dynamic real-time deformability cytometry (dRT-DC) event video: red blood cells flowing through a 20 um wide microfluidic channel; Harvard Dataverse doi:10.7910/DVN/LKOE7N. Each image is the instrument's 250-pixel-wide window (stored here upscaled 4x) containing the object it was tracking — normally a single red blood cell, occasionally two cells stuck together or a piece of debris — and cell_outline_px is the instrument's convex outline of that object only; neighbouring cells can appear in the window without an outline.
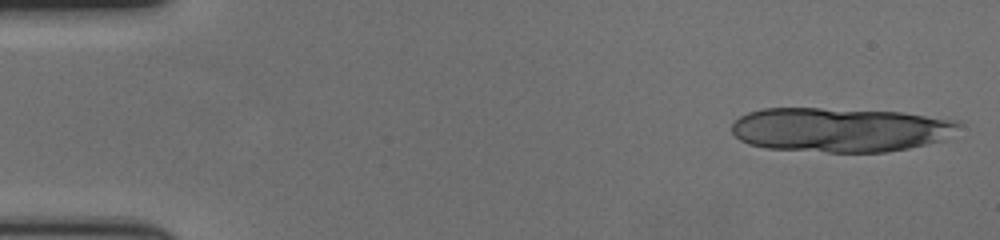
{"species": "human", "species_latin": "Homo sapiens", "temperature_condition": "cold", "stored_images_in_passage": 14, "camera_frame_rate_fps": 3000, "um_per_image_px": 0.085, "donor": {"sex": "female"}, "frame": {"image": 1, "passage_image": 1, "time_ms": 0.0, "image_size_px": [1000, 240], "cell_outline_px": [[960, 124], [944, 140], [908, 148], [884, 152], [828, 152], [764, 148], [748, 144], [740, 140], [732, 132], [732, 124], [740, 116], [748, 112], [764, 108], [820, 108], [904, 112], [960, 120]], "centroid_in_image_um": [71.4, 11.02], "position_along_channel_um": 13.6, "area_um2": 58.9}}